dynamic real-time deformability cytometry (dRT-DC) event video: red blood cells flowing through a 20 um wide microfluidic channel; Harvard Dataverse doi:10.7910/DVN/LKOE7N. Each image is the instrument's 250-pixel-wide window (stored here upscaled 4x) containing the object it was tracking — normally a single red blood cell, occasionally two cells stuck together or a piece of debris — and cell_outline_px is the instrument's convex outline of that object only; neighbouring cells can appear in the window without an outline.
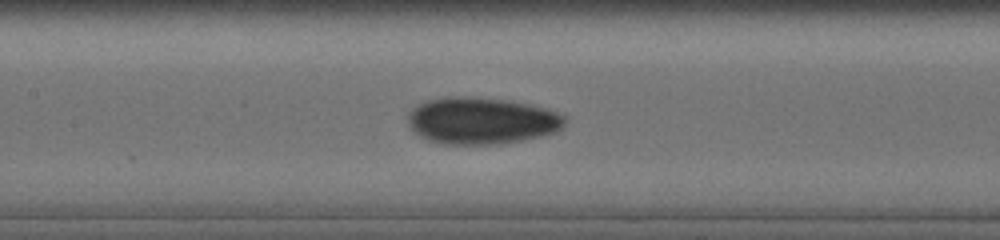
{"species": "human", "species_latin": "Homo sapiens", "temperature_condition": "cold", "stored_images_in_passage": 15, "segment_of_instrument_passage": [1, 2], "camera_frame_rate_fps": 3000, "um_per_image_px": 0.085, "donor": {"sex": "male"}, "frame": {"image": 1, "passage_image": 13, "time_ms": 7.667, "image_size_px": [1000, 240], "cell_outline_px": [[564, 124], [556, 132], [540, 136], [504, 144], [444, 144], [428, 140], [412, 132], [408, 124], [408, 112], [412, 108], [428, 100], [504, 100], [544, 108], [556, 112], [564, 116]], "centroid_in_image_um": [40.92, 10.33], "position_along_channel_um": 166.5, "area_um2": 41.27}}